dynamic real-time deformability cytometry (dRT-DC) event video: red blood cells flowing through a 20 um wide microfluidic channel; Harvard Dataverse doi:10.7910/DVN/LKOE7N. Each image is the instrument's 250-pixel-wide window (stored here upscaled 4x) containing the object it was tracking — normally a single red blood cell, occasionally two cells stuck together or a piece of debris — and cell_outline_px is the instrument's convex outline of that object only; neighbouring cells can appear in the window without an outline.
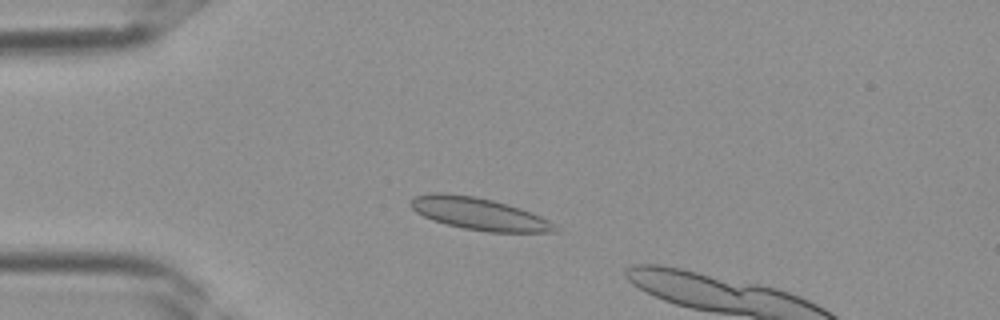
{"species": "Egyptian fruit bat (a non-hibernating species)", "species_latin": "Rousettus aegyptiacus", "temperature_condition": "room temperature", "stored_images_in_passage": 33, "camera_frame_rate_fps": 3000, "um_per_image_px": 0.085, "frame": {"image": 1, "passage_image": 8, "time_ms": 2.333, "image_size_px": [1000, 320], "cell_outline_px": [[556, 232], [488, 232], [464, 228], [448, 224], [424, 216], [416, 212], [408, 204], [416, 196], [432, 192], [444, 192], [476, 196], [508, 204], [532, 212], [548, 220], [556, 228]], "centroid_in_image_um": [40.7, 18.15], "position_along_channel_um": 44.3, "area_um2": 26.82}}
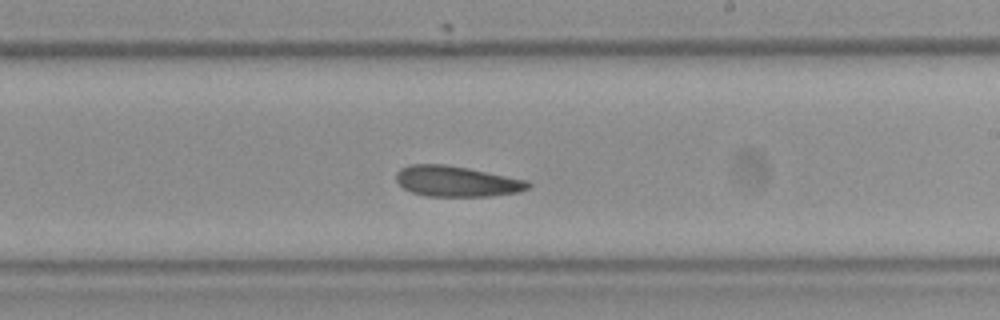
{"frame": {"image": 2, "passage_image": 21, "time_ms": 6.667, "image_size_px": [1000, 320], "cell_outline_px": [[532, 184], [528, 188], [520, 192], [488, 196], [428, 196], [412, 192], [404, 188], [396, 180], [396, 172], [400, 168], [408, 164], [444, 164], [468, 168], [528, 180]], "centroid_in_image_um": [38.81, 15.4], "position_along_channel_um": 250.2, "area_um2": 23.58}}
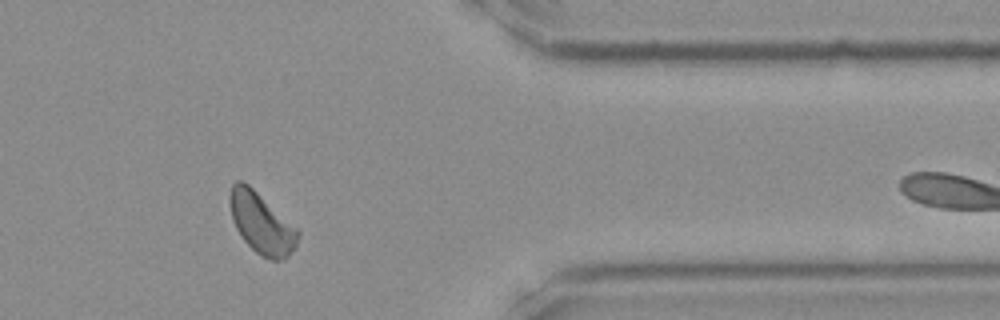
{"frame": {"image": 3, "passage_image": 30, "time_ms": 9.667, "image_size_px": [1000, 320], "cell_outline_px": [[300, 236], [296, 248], [284, 260], [272, 260], [260, 256], [240, 236], [232, 220], [228, 200], [228, 196], [232, 184], [236, 180], [240, 180], [248, 184], [296, 228], [300, 232]], "centroid_in_image_um": [22.21, 18.99], "position_along_channel_um": 389.2, "area_um2": 24.16}}